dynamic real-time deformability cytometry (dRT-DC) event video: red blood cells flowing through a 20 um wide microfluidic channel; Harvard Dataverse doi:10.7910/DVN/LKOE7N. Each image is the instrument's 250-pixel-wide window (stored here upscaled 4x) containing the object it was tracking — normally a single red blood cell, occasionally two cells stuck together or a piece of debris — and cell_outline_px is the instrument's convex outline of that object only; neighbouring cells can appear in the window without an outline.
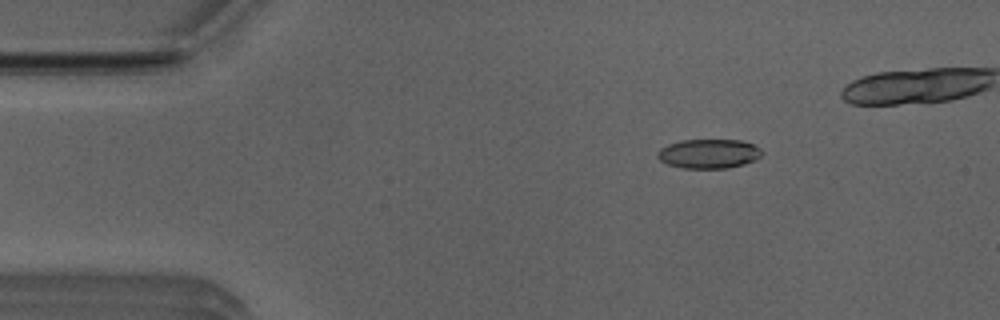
{"species": "Egyptian fruit bat (a non-hibernating species)", "species_latin": "Rousettus aegyptiacus", "temperature_condition": "room temperature", "stored_images_in_passage": 44, "camera_frame_rate_fps": 3000, "um_per_image_px": 0.085, "animal": {"sex": "male"}, "frame": {"image": 1, "passage_image": 7, "time_ms": 2.0, "image_size_px": [1000, 320], "cell_outline_px": [[764, 152], [756, 160], [744, 164], [724, 168], [684, 168], [668, 164], [660, 160], [656, 156], [656, 152], [660, 148], [668, 144], [680, 140], [740, 140], [752, 144], [760, 148]], "centroid_in_image_um": [60.23, 13.06], "position_along_channel_um": 24.8, "area_um2": 17.86}}
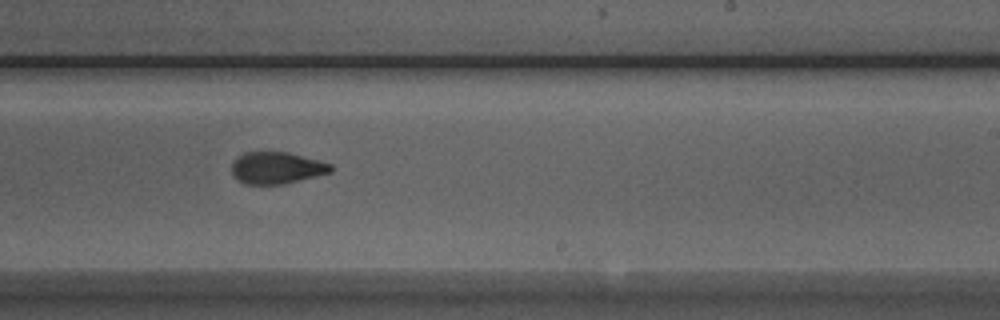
{"frame": {"image": 2, "passage_image": 30, "time_ms": 9.667, "image_size_px": [1000, 320], "cell_outline_px": [[332, 172], [284, 184], [244, 184], [236, 180], [232, 172], [232, 164], [236, 156], [244, 152], [288, 152], [332, 164]], "centroid_in_image_um": [23.48, 14.27], "position_along_channel_um": 265.5, "area_um2": 18.44}}
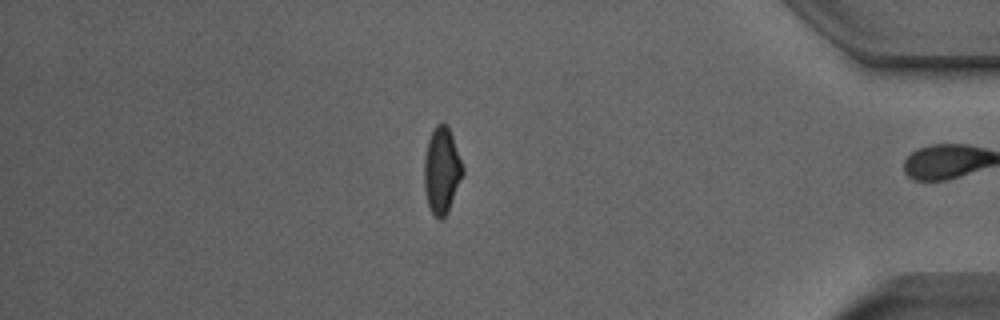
{"frame": {"image": 3, "passage_image": 43, "time_ms": 14.0, "image_size_px": [1000, 320], "cell_outline_px": [[464, 172], [448, 212], [440, 220], [432, 212], [428, 204], [424, 188], [424, 156], [428, 140], [436, 124], [448, 124], [464, 168]], "centroid_in_image_um": [37.55, 14.47], "position_along_channel_um": 397.7, "area_um2": 19.31}, "authors_computed_cell_mechanics": {"area_um2": 19.0451, "velocity_mm_per_s": 3.9625, "shape_relaxation_time_tau1_ms": 5.9362, "shape_relaxation_time_tau2_ms": 1.9568, "deformation_change_tau1": 0.1652, "deformation_change_tau2": 0.0798}}